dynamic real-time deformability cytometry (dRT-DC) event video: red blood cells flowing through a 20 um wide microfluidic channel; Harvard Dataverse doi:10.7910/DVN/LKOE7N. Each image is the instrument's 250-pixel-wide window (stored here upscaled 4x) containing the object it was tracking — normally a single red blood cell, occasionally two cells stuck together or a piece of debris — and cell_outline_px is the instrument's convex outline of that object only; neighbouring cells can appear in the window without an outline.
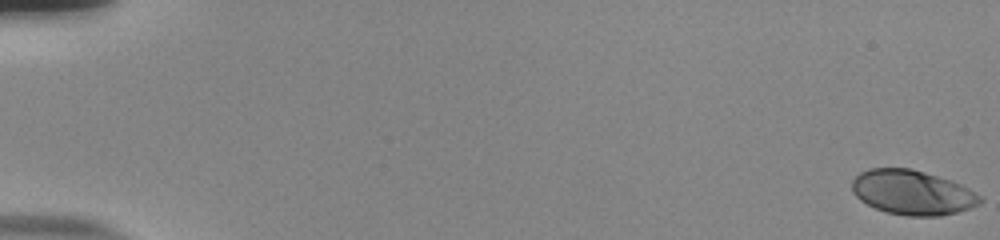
{"species": "human", "species_latin": "Homo sapiens", "temperature_condition": "room temperature", "stored_images_in_passage": 55, "camera_frame_rate_fps": 3000, "um_per_image_px": 0.085, "donor": {"sex": "male"}, "frame": {"image": 1, "passage_image": 1, "time_ms": 0.0, "image_size_px": [1000, 240], "cell_outline_px": [[984, 200], [980, 204], [956, 212], [940, 216], [904, 216], [888, 212], [876, 208], [860, 200], [852, 192], [852, 180], [860, 172], [868, 168], [912, 168], [960, 184], [968, 188], [980, 196]], "centroid_in_image_um": [77.53, 16.36], "position_along_channel_um": 7.5, "area_um2": 33.12}}
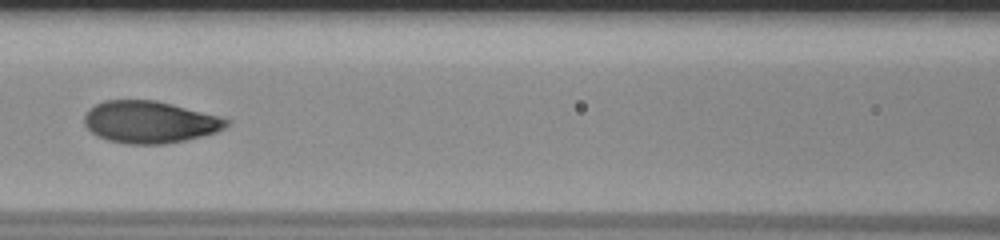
{"frame": {"image": 2, "passage_image": 27, "time_ms": 8.667, "image_size_px": [1000, 240], "cell_outline_px": [[232, 120], [224, 128], [216, 132], [184, 140], [164, 144], [124, 144], [108, 140], [96, 136], [84, 124], [84, 116], [88, 108], [104, 100], [156, 100], [220, 116]], "centroid_in_image_um": [12.7, 10.37], "position_along_channel_um": 153.9, "area_um2": 34.91}}
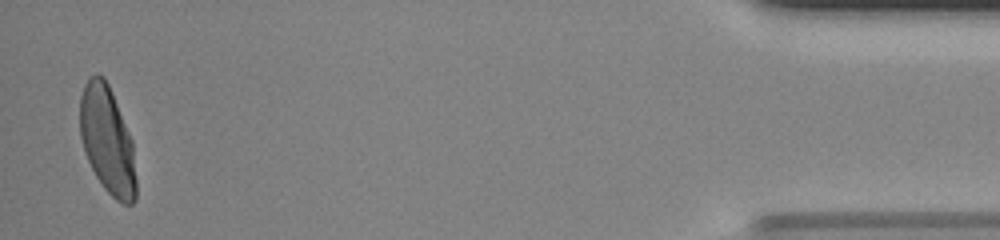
{"frame": {"image": 3, "passage_image": 54, "time_ms": 17.667, "image_size_px": [1000, 240], "cell_outline_px": [[136, 200], [132, 204], [124, 204], [116, 200], [104, 188], [96, 176], [88, 160], [80, 136], [80, 96], [84, 84], [96, 72], [104, 76], [108, 84], [132, 140], [136, 180]], "centroid_in_image_um": [9.12, 11.92], "position_along_channel_um": 426.1, "area_um2": 34.91}, "authors_computed_cell_mechanics": {"area_um2": 34.2754, "velocity_mm_per_s": 3.8724, "shape_relaxation_time_tau1_ms": 3.8191, "shape_relaxation_time_tau2_ms": null, "deformation_change_tau1": 0.1759, "deformation_change_tau2": null}}